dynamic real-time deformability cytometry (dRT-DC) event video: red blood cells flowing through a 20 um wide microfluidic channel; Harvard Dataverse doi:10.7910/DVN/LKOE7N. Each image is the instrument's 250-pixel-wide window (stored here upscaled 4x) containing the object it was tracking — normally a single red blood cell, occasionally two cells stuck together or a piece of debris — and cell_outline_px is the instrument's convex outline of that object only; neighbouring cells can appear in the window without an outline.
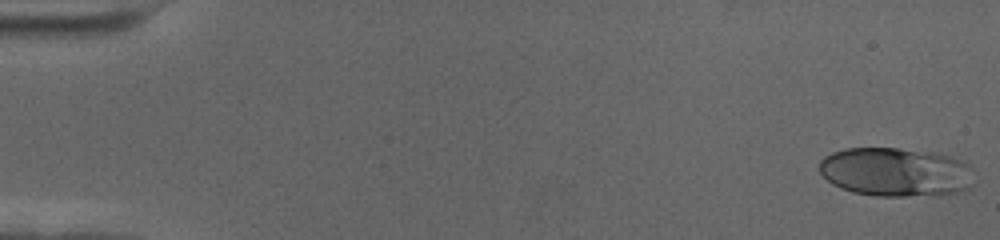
{"species": "human", "species_latin": "Homo sapiens", "temperature_condition": "cold", "stored_images_in_passage": 58, "camera_frame_rate_fps": 3000, "um_per_image_px": 0.085, "donor": {"sex": "female"}, "frame": {"image": 1, "passage_image": 1, "time_ms": 0.0, "image_size_px": [1000, 240], "cell_outline_px": [[976, 184], [972, 188], [956, 192], [904, 196], [876, 196], [852, 192], [840, 188], [832, 184], [820, 172], [820, 160], [824, 156], [832, 152], [844, 148], [896, 148], [936, 152], [964, 160], [972, 168]], "centroid_in_image_um": [76.18, 14.61], "position_along_channel_um": 8.8, "area_um2": 44.62}}
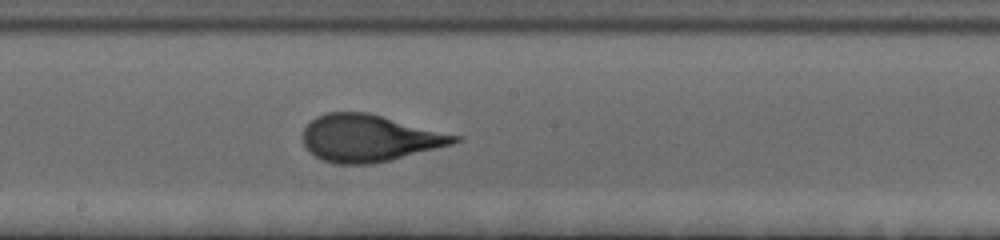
{"frame": {"image": 2, "passage_image": 32, "time_ms": 10.333, "image_size_px": [1000, 240], "cell_outline_px": [[464, 140], [452, 144], [392, 160], [372, 164], [336, 164], [324, 160], [308, 152], [304, 144], [304, 128], [316, 116], [328, 112], [368, 112], [464, 136]], "centroid_in_image_um": [31.45, 11.74], "position_along_channel_um": 216.8, "area_um2": 41.79}}
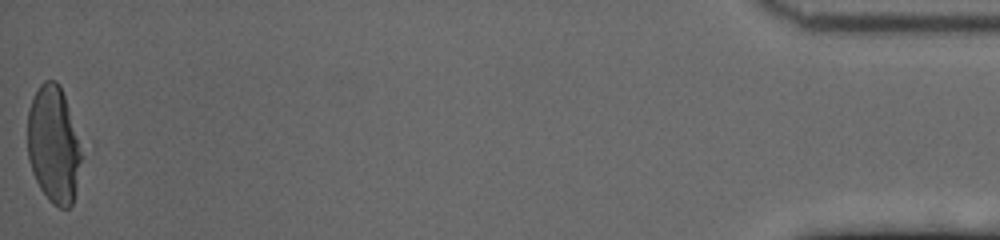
{"frame": {"image": 3, "passage_image": 58, "time_ms": 19.0, "image_size_px": [1000, 240], "cell_outline_px": [[80, 160], [72, 204], [68, 208], [60, 208], [52, 204], [48, 200], [40, 188], [32, 172], [28, 160], [28, 108], [40, 84], [44, 80], [56, 80], [60, 84], [64, 96], [80, 152]], "centroid_in_image_um": [4.5, 12.3], "position_along_channel_um": 430.7, "area_um2": 35.72}, "authors_computed_cell_mechanics": {"area_um2": 40.8357, "velocity_mm_per_s": 3.4789, "shape_relaxation_time_tau1_ms": 4.8417, "shape_relaxation_time_tau2_ms": null, "deformation_change_tau1": 0.2057, "deformation_change_tau2": null}}